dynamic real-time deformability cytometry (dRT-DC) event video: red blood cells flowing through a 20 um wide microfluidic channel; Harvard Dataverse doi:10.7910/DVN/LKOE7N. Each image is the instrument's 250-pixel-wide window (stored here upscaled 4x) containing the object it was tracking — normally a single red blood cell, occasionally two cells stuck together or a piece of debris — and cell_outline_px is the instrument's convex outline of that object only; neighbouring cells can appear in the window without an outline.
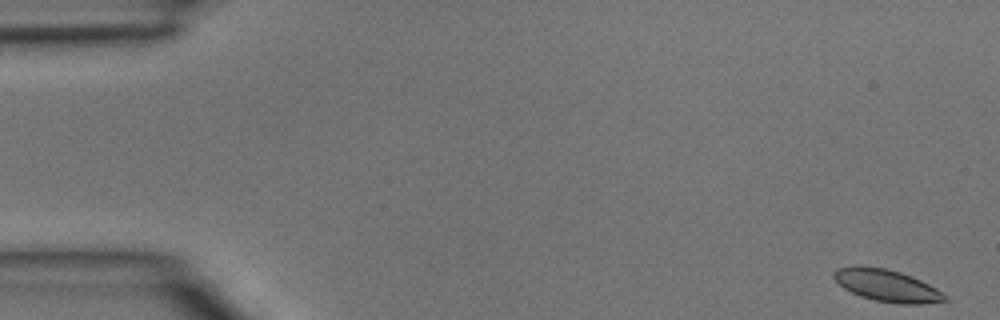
{"species": "common noctule bat (a hibernating species)", "species_latin": "Nyctalus noctula", "temperature_condition": "room temperature", "stored_images_in_passage": 46, "camera_frame_rate_fps": 3000, "um_per_image_px": 0.085, "animal": {"sex": "male", "body_mass_g": 15.6}, "frame": {"image": 1, "passage_image": 1, "time_ms": 0.0, "image_size_px": [1000, 320], "cell_outline_px": [[948, 300], [924, 304], [900, 304], [876, 300], [860, 296], [844, 288], [832, 276], [832, 272], [836, 268], [856, 264], [884, 268], [900, 272], [912, 276], [936, 288], [948, 296]], "centroid_in_image_um": [75.37, 24.25], "position_along_channel_um": 9.6, "area_um2": 20.87}}
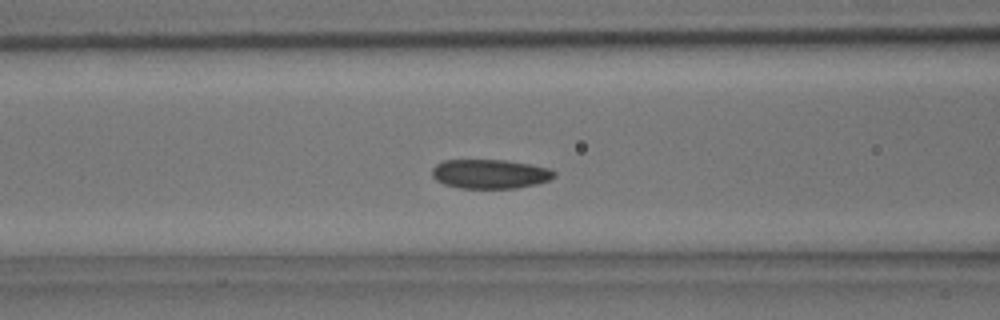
{"frame": {"image": 2, "passage_image": 18, "time_ms": 5.667, "image_size_px": [1000, 320], "cell_outline_px": [[556, 176], [548, 180], [536, 184], [516, 188], [460, 188], [444, 184], [436, 180], [432, 176], [432, 168], [436, 164], [444, 160], [504, 160], [532, 164], [548, 168], [556, 172]], "centroid_in_image_um": [41.65, 14.78], "position_along_channel_um": 125.0, "area_um2": 20.87}}
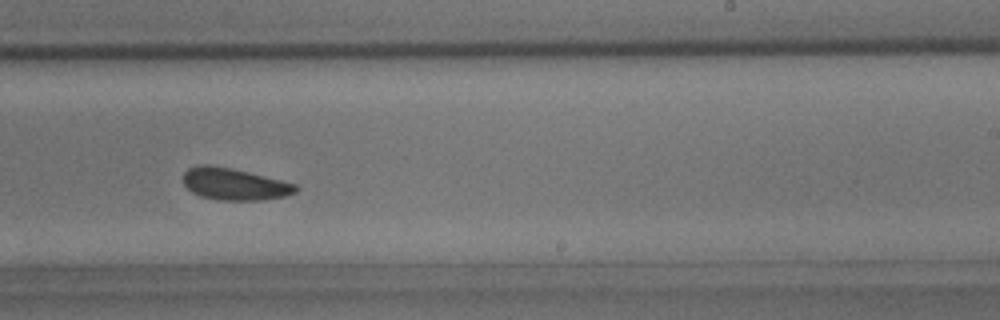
{"frame": {"image": 3, "passage_image": 28, "time_ms": 9.0, "image_size_px": [1000, 320], "cell_outline_px": [[300, 188], [296, 192], [284, 196], [264, 200], [220, 200], [200, 196], [192, 192], [184, 184], [184, 172], [188, 168], [200, 164], [208, 164], [232, 168], [296, 184]], "centroid_in_image_um": [19.92, 15.64], "position_along_channel_um": 269.1, "area_um2": 20.87}}